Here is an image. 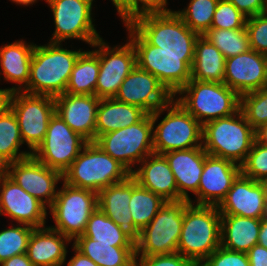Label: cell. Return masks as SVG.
Returning a JSON list of instances; mask_svg holds the SVG:
<instances>
[{
	"label": "cell",
	"mask_w": 267,
	"mask_h": 266,
	"mask_svg": "<svg viewBox=\"0 0 267 266\" xmlns=\"http://www.w3.org/2000/svg\"><path fill=\"white\" fill-rule=\"evenodd\" d=\"M81 52V48L78 50L65 49L62 43L35 44L29 81L22 91L53 98L64 94Z\"/></svg>",
	"instance_id": "6da1fadb"
},
{
	"label": "cell",
	"mask_w": 267,
	"mask_h": 266,
	"mask_svg": "<svg viewBox=\"0 0 267 266\" xmlns=\"http://www.w3.org/2000/svg\"><path fill=\"white\" fill-rule=\"evenodd\" d=\"M221 214L217 206L189 203L184 209L177 252L199 266L221 246Z\"/></svg>",
	"instance_id": "7a4b0ae2"
},
{
	"label": "cell",
	"mask_w": 267,
	"mask_h": 266,
	"mask_svg": "<svg viewBox=\"0 0 267 266\" xmlns=\"http://www.w3.org/2000/svg\"><path fill=\"white\" fill-rule=\"evenodd\" d=\"M255 130L239 109L236 113L202 126V146L209 154L241 166L253 143Z\"/></svg>",
	"instance_id": "3957f363"
},
{
	"label": "cell",
	"mask_w": 267,
	"mask_h": 266,
	"mask_svg": "<svg viewBox=\"0 0 267 266\" xmlns=\"http://www.w3.org/2000/svg\"><path fill=\"white\" fill-rule=\"evenodd\" d=\"M125 27L135 49L137 67L157 77L174 97L191 79L194 55L167 54L162 48L149 44L129 23H125Z\"/></svg>",
	"instance_id": "277c9868"
},
{
	"label": "cell",
	"mask_w": 267,
	"mask_h": 266,
	"mask_svg": "<svg viewBox=\"0 0 267 266\" xmlns=\"http://www.w3.org/2000/svg\"><path fill=\"white\" fill-rule=\"evenodd\" d=\"M174 99L202 126L240 109V96L225 83L190 79Z\"/></svg>",
	"instance_id": "5b68a950"
},
{
	"label": "cell",
	"mask_w": 267,
	"mask_h": 266,
	"mask_svg": "<svg viewBox=\"0 0 267 266\" xmlns=\"http://www.w3.org/2000/svg\"><path fill=\"white\" fill-rule=\"evenodd\" d=\"M129 24L151 45L171 55H194L200 36L174 12L144 13Z\"/></svg>",
	"instance_id": "8992f818"
},
{
	"label": "cell",
	"mask_w": 267,
	"mask_h": 266,
	"mask_svg": "<svg viewBox=\"0 0 267 266\" xmlns=\"http://www.w3.org/2000/svg\"><path fill=\"white\" fill-rule=\"evenodd\" d=\"M130 175L122 164L104 152L95 142H88L63 173V181L68 185L98 193Z\"/></svg>",
	"instance_id": "52a82bcc"
},
{
	"label": "cell",
	"mask_w": 267,
	"mask_h": 266,
	"mask_svg": "<svg viewBox=\"0 0 267 266\" xmlns=\"http://www.w3.org/2000/svg\"><path fill=\"white\" fill-rule=\"evenodd\" d=\"M158 125V118L164 112ZM153 121V149L156 154L202 146V125L174 98L151 114Z\"/></svg>",
	"instance_id": "ba28073f"
},
{
	"label": "cell",
	"mask_w": 267,
	"mask_h": 266,
	"mask_svg": "<svg viewBox=\"0 0 267 266\" xmlns=\"http://www.w3.org/2000/svg\"><path fill=\"white\" fill-rule=\"evenodd\" d=\"M189 201L166 202L135 239V256L167 255L177 252L184 209Z\"/></svg>",
	"instance_id": "9c48e42d"
},
{
	"label": "cell",
	"mask_w": 267,
	"mask_h": 266,
	"mask_svg": "<svg viewBox=\"0 0 267 266\" xmlns=\"http://www.w3.org/2000/svg\"><path fill=\"white\" fill-rule=\"evenodd\" d=\"M94 142L132 173L136 163L154 153L151 114L133 125L105 133Z\"/></svg>",
	"instance_id": "30bf717a"
},
{
	"label": "cell",
	"mask_w": 267,
	"mask_h": 266,
	"mask_svg": "<svg viewBox=\"0 0 267 266\" xmlns=\"http://www.w3.org/2000/svg\"><path fill=\"white\" fill-rule=\"evenodd\" d=\"M62 186L48 208L55 222L54 226L49 227L72 241L84 233L89 217L98 207L97 193L64 181Z\"/></svg>",
	"instance_id": "8fae6325"
},
{
	"label": "cell",
	"mask_w": 267,
	"mask_h": 266,
	"mask_svg": "<svg viewBox=\"0 0 267 266\" xmlns=\"http://www.w3.org/2000/svg\"><path fill=\"white\" fill-rule=\"evenodd\" d=\"M55 24V31L49 42L62 43L77 39L92 45L101 39L93 24L92 6L94 0H45Z\"/></svg>",
	"instance_id": "7c38bea8"
},
{
	"label": "cell",
	"mask_w": 267,
	"mask_h": 266,
	"mask_svg": "<svg viewBox=\"0 0 267 266\" xmlns=\"http://www.w3.org/2000/svg\"><path fill=\"white\" fill-rule=\"evenodd\" d=\"M10 109L16 116L23 143L33 153L43 141L55 113V99L17 91L12 94Z\"/></svg>",
	"instance_id": "4fadbf2b"
},
{
	"label": "cell",
	"mask_w": 267,
	"mask_h": 266,
	"mask_svg": "<svg viewBox=\"0 0 267 266\" xmlns=\"http://www.w3.org/2000/svg\"><path fill=\"white\" fill-rule=\"evenodd\" d=\"M87 143L85 138L74 132L58 114L54 113L43 141L32 156L63 174Z\"/></svg>",
	"instance_id": "5bb4252c"
},
{
	"label": "cell",
	"mask_w": 267,
	"mask_h": 266,
	"mask_svg": "<svg viewBox=\"0 0 267 266\" xmlns=\"http://www.w3.org/2000/svg\"><path fill=\"white\" fill-rule=\"evenodd\" d=\"M90 47L99 57V75L95 88L98 98H114L120 85L128 74L137 66L136 53L128 40L125 45L112 47L103 38L95 41Z\"/></svg>",
	"instance_id": "9a60e30c"
},
{
	"label": "cell",
	"mask_w": 267,
	"mask_h": 266,
	"mask_svg": "<svg viewBox=\"0 0 267 266\" xmlns=\"http://www.w3.org/2000/svg\"><path fill=\"white\" fill-rule=\"evenodd\" d=\"M7 175L47 208L53 204L57 196L56 184L63 181L60 171L47 167L32 155L9 163Z\"/></svg>",
	"instance_id": "2e32d148"
},
{
	"label": "cell",
	"mask_w": 267,
	"mask_h": 266,
	"mask_svg": "<svg viewBox=\"0 0 267 266\" xmlns=\"http://www.w3.org/2000/svg\"><path fill=\"white\" fill-rule=\"evenodd\" d=\"M114 98L152 114L167 105L174 97L157 77L136 66L124 79Z\"/></svg>",
	"instance_id": "e0dca14e"
},
{
	"label": "cell",
	"mask_w": 267,
	"mask_h": 266,
	"mask_svg": "<svg viewBox=\"0 0 267 266\" xmlns=\"http://www.w3.org/2000/svg\"><path fill=\"white\" fill-rule=\"evenodd\" d=\"M34 228L46 225L47 207L22 189L8 175L0 178V216Z\"/></svg>",
	"instance_id": "ac0fdd59"
},
{
	"label": "cell",
	"mask_w": 267,
	"mask_h": 266,
	"mask_svg": "<svg viewBox=\"0 0 267 266\" xmlns=\"http://www.w3.org/2000/svg\"><path fill=\"white\" fill-rule=\"evenodd\" d=\"M241 173V166L207 154L195 198L196 205L219 206Z\"/></svg>",
	"instance_id": "d6986e66"
},
{
	"label": "cell",
	"mask_w": 267,
	"mask_h": 266,
	"mask_svg": "<svg viewBox=\"0 0 267 266\" xmlns=\"http://www.w3.org/2000/svg\"><path fill=\"white\" fill-rule=\"evenodd\" d=\"M224 83L239 96L266 86L265 55L250 49L245 53L226 58Z\"/></svg>",
	"instance_id": "ffe728a7"
},
{
	"label": "cell",
	"mask_w": 267,
	"mask_h": 266,
	"mask_svg": "<svg viewBox=\"0 0 267 266\" xmlns=\"http://www.w3.org/2000/svg\"><path fill=\"white\" fill-rule=\"evenodd\" d=\"M266 200L265 182L253 180L240 173L218 209L220 214L262 219Z\"/></svg>",
	"instance_id": "44dd1931"
},
{
	"label": "cell",
	"mask_w": 267,
	"mask_h": 266,
	"mask_svg": "<svg viewBox=\"0 0 267 266\" xmlns=\"http://www.w3.org/2000/svg\"><path fill=\"white\" fill-rule=\"evenodd\" d=\"M55 99V113L88 142L95 141V125L100 98L96 95L61 94Z\"/></svg>",
	"instance_id": "7402d4cb"
},
{
	"label": "cell",
	"mask_w": 267,
	"mask_h": 266,
	"mask_svg": "<svg viewBox=\"0 0 267 266\" xmlns=\"http://www.w3.org/2000/svg\"><path fill=\"white\" fill-rule=\"evenodd\" d=\"M207 152L203 147L170 151L165 154L178 188L179 201L187 200L194 204L188 192L197 194Z\"/></svg>",
	"instance_id": "603a6c76"
},
{
	"label": "cell",
	"mask_w": 267,
	"mask_h": 266,
	"mask_svg": "<svg viewBox=\"0 0 267 266\" xmlns=\"http://www.w3.org/2000/svg\"><path fill=\"white\" fill-rule=\"evenodd\" d=\"M135 168L131 175L137 183L161 196L167 202H178L179 193L174 174L164 155L150 154Z\"/></svg>",
	"instance_id": "cb8c5ba5"
},
{
	"label": "cell",
	"mask_w": 267,
	"mask_h": 266,
	"mask_svg": "<svg viewBox=\"0 0 267 266\" xmlns=\"http://www.w3.org/2000/svg\"><path fill=\"white\" fill-rule=\"evenodd\" d=\"M71 240L50 227L34 228L26 255L34 266H62Z\"/></svg>",
	"instance_id": "d4e9b609"
},
{
	"label": "cell",
	"mask_w": 267,
	"mask_h": 266,
	"mask_svg": "<svg viewBox=\"0 0 267 266\" xmlns=\"http://www.w3.org/2000/svg\"><path fill=\"white\" fill-rule=\"evenodd\" d=\"M34 45L22 39L0 47V75L3 73L5 81L18 84L10 88L13 92L27 86Z\"/></svg>",
	"instance_id": "484cf974"
},
{
	"label": "cell",
	"mask_w": 267,
	"mask_h": 266,
	"mask_svg": "<svg viewBox=\"0 0 267 266\" xmlns=\"http://www.w3.org/2000/svg\"><path fill=\"white\" fill-rule=\"evenodd\" d=\"M130 198L131 175L97 193L98 208L134 237V222L129 209Z\"/></svg>",
	"instance_id": "4316f807"
},
{
	"label": "cell",
	"mask_w": 267,
	"mask_h": 266,
	"mask_svg": "<svg viewBox=\"0 0 267 266\" xmlns=\"http://www.w3.org/2000/svg\"><path fill=\"white\" fill-rule=\"evenodd\" d=\"M261 219L221 214V246L230 251L247 253L258 244Z\"/></svg>",
	"instance_id": "83f0119b"
},
{
	"label": "cell",
	"mask_w": 267,
	"mask_h": 266,
	"mask_svg": "<svg viewBox=\"0 0 267 266\" xmlns=\"http://www.w3.org/2000/svg\"><path fill=\"white\" fill-rule=\"evenodd\" d=\"M147 113L140 107L115 98H101L96 116L95 140L105 134L139 122Z\"/></svg>",
	"instance_id": "f1b7e54d"
},
{
	"label": "cell",
	"mask_w": 267,
	"mask_h": 266,
	"mask_svg": "<svg viewBox=\"0 0 267 266\" xmlns=\"http://www.w3.org/2000/svg\"><path fill=\"white\" fill-rule=\"evenodd\" d=\"M225 61L226 58L216 46L199 36L195 44L191 79L224 83Z\"/></svg>",
	"instance_id": "f546056e"
},
{
	"label": "cell",
	"mask_w": 267,
	"mask_h": 266,
	"mask_svg": "<svg viewBox=\"0 0 267 266\" xmlns=\"http://www.w3.org/2000/svg\"><path fill=\"white\" fill-rule=\"evenodd\" d=\"M73 245L98 266H135V247L95 243L86 236H78Z\"/></svg>",
	"instance_id": "4dcf8cb0"
},
{
	"label": "cell",
	"mask_w": 267,
	"mask_h": 266,
	"mask_svg": "<svg viewBox=\"0 0 267 266\" xmlns=\"http://www.w3.org/2000/svg\"><path fill=\"white\" fill-rule=\"evenodd\" d=\"M161 196L141 187L131 175V198L129 209L134 222V238L152 221L157 212L164 206Z\"/></svg>",
	"instance_id": "1f68e13d"
},
{
	"label": "cell",
	"mask_w": 267,
	"mask_h": 266,
	"mask_svg": "<svg viewBox=\"0 0 267 266\" xmlns=\"http://www.w3.org/2000/svg\"><path fill=\"white\" fill-rule=\"evenodd\" d=\"M95 243L113 244L116 247H135V238L114 223L98 207L91 214L84 233Z\"/></svg>",
	"instance_id": "d6a6232c"
},
{
	"label": "cell",
	"mask_w": 267,
	"mask_h": 266,
	"mask_svg": "<svg viewBox=\"0 0 267 266\" xmlns=\"http://www.w3.org/2000/svg\"><path fill=\"white\" fill-rule=\"evenodd\" d=\"M99 57L92 50L82 51L74 65L65 93L95 95L99 75Z\"/></svg>",
	"instance_id": "836d02e7"
},
{
	"label": "cell",
	"mask_w": 267,
	"mask_h": 266,
	"mask_svg": "<svg viewBox=\"0 0 267 266\" xmlns=\"http://www.w3.org/2000/svg\"><path fill=\"white\" fill-rule=\"evenodd\" d=\"M16 116L11 109L0 115V156L9 164L32 155L30 151H20L23 145Z\"/></svg>",
	"instance_id": "e575fe53"
},
{
	"label": "cell",
	"mask_w": 267,
	"mask_h": 266,
	"mask_svg": "<svg viewBox=\"0 0 267 266\" xmlns=\"http://www.w3.org/2000/svg\"><path fill=\"white\" fill-rule=\"evenodd\" d=\"M216 46L225 58H231L250 50L246 28L243 29H209L204 35Z\"/></svg>",
	"instance_id": "d590c367"
},
{
	"label": "cell",
	"mask_w": 267,
	"mask_h": 266,
	"mask_svg": "<svg viewBox=\"0 0 267 266\" xmlns=\"http://www.w3.org/2000/svg\"><path fill=\"white\" fill-rule=\"evenodd\" d=\"M217 4L218 0H190L185 9L174 12L192 31L203 36L211 29Z\"/></svg>",
	"instance_id": "8d00e7d4"
},
{
	"label": "cell",
	"mask_w": 267,
	"mask_h": 266,
	"mask_svg": "<svg viewBox=\"0 0 267 266\" xmlns=\"http://www.w3.org/2000/svg\"><path fill=\"white\" fill-rule=\"evenodd\" d=\"M17 225L0 231V263L27 251L34 227L26 224Z\"/></svg>",
	"instance_id": "74e56055"
},
{
	"label": "cell",
	"mask_w": 267,
	"mask_h": 266,
	"mask_svg": "<svg viewBox=\"0 0 267 266\" xmlns=\"http://www.w3.org/2000/svg\"><path fill=\"white\" fill-rule=\"evenodd\" d=\"M240 109L254 130L267 124V85L241 95Z\"/></svg>",
	"instance_id": "f35d334b"
},
{
	"label": "cell",
	"mask_w": 267,
	"mask_h": 266,
	"mask_svg": "<svg viewBox=\"0 0 267 266\" xmlns=\"http://www.w3.org/2000/svg\"><path fill=\"white\" fill-rule=\"evenodd\" d=\"M241 173L256 181H267V146L255 140L241 165Z\"/></svg>",
	"instance_id": "ab89813d"
},
{
	"label": "cell",
	"mask_w": 267,
	"mask_h": 266,
	"mask_svg": "<svg viewBox=\"0 0 267 266\" xmlns=\"http://www.w3.org/2000/svg\"><path fill=\"white\" fill-rule=\"evenodd\" d=\"M246 21L247 17L231 2L227 0H218L211 28L243 29L246 27Z\"/></svg>",
	"instance_id": "60d3db41"
},
{
	"label": "cell",
	"mask_w": 267,
	"mask_h": 266,
	"mask_svg": "<svg viewBox=\"0 0 267 266\" xmlns=\"http://www.w3.org/2000/svg\"><path fill=\"white\" fill-rule=\"evenodd\" d=\"M246 30L250 49L267 54V12L247 18Z\"/></svg>",
	"instance_id": "b9f144b4"
},
{
	"label": "cell",
	"mask_w": 267,
	"mask_h": 266,
	"mask_svg": "<svg viewBox=\"0 0 267 266\" xmlns=\"http://www.w3.org/2000/svg\"><path fill=\"white\" fill-rule=\"evenodd\" d=\"M199 266H250L247 253L230 251L219 246Z\"/></svg>",
	"instance_id": "7bdbcfd3"
},
{
	"label": "cell",
	"mask_w": 267,
	"mask_h": 266,
	"mask_svg": "<svg viewBox=\"0 0 267 266\" xmlns=\"http://www.w3.org/2000/svg\"><path fill=\"white\" fill-rule=\"evenodd\" d=\"M135 266H195L178 252L167 255L135 256Z\"/></svg>",
	"instance_id": "ee69618b"
},
{
	"label": "cell",
	"mask_w": 267,
	"mask_h": 266,
	"mask_svg": "<svg viewBox=\"0 0 267 266\" xmlns=\"http://www.w3.org/2000/svg\"><path fill=\"white\" fill-rule=\"evenodd\" d=\"M168 0H130V21L144 13L168 12Z\"/></svg>",
	"instance_id": "f6af8a7d"
},
{
	"label": "cell",
	"mask_w": 267,
	"mask_h": 266,
	"mask_svg": "<svg viewBox=\"0 0 267 266\" xmlns=\"http://www.w3.org/2000/svg\"><path fill=\"white\" fill-rule=\"evenodd\" d=\"M247 18L267 12V0H227Z\"/></svg>",
	"instance_id": "bcb514c9"
},
{
	"label": "cell",
	"mask_w": 267,
	"mask_h": 266,
	"mask_svg": "<svg viewBox=\"0 0 267 266\" xmlns=\"http://www.w3.org/2000/svg\"><path fill=\"white\" fill-rule=\"evenodd\" d=\"M250 266H267V249L259 244L247 252Z\"/></svg>",
	"instance_id": "7dc6e473"
},
{
	"label": "cell",
	"mask_w": 267,
	"mask_h": 266,
	"mask_svg": "<svg viewBox=\"0 0 267 266\" xmlns=\"http://www.w3.org/2000/svg\"><path fill=\"white\" fill-rule=\"evenodd\" d=\"M75 255L68 261L67 266H98L86 255L80 252L74 245H72Z\"/></svg>",
	"instance_id": "c3c4849f"
},
{
	"label": "cell",
	"mask_w": 267,
	"mask_h": 266,
	"mask_svg": "<svg viewBox=\"0 0 267 266\" xmlns=\"http://www.w3.org/2000/svg\"><path fill=\"white\" fill-rule=\"evenodd\" d=\"M123 23L130 22V0H111Z\"/></svg>",
	"instance_id": "681fc988"
},
{
	"label": "cell",
	"mask_w": 267,
	"mask_h": 266,
	"mask_svg": "<svg viewBox=\"0 0 267 266\" xmlns=\"http://www.w3.org/2000/svg\"><path fill=\"white\" fill-rule=\"evenodd\" d=\"M0 266H34L29 260L26 253L15 255L0 263Z\"/></svg>",
	"instance_id": "f907efd6"
},
{
	"label": "cell",
	"mask_w": 267,
	"mask_h": 266,
	"mask_svg": "<svg viewBox=\"0 0 267 266\" xmlns=\"http://www.w3.org/2000/svg\"><path fill=\"white\" fill-rule=\"evenodd\" d=\"M13 91L10 88H0V115L10 109V102Z\"/></svg>",
	"instance_id": "816d5d0a"
},
{
	"label": "cell",
	"mask_w": 267,
	"mask_h": 266,
	"mask_svg": "<svg viewBox=\"0 0 267 266\" xmlns=\"http://www.w3.org/2000/svg\"><path fill=\"white\" fill-rule=\"evenodd\" d=\"M258 244L267 249V219H261L260 232L258 235Z\"/></svg>",
	"instance_id": "f5cc1de1"
},
{
	"label": "cell",
	"mask_w": 267,
	"mask_h": 266,
	"mask_svg": "<svg viewBox=\"0 0 267 266\" xmlns=\"http://www.w3.org/2000/svg\"><path fill=\"white\" fill-rule=\"evenodd\" d=\"M256 141L267 146V124L255 130Z\"/></svg>",
	"instance_id": "db71d44e"
},
{
	"label": "cell",
	"mask_w": 267,
	"mask_h": 266,
	"mask_svg": "<svg viewBox=\"0 0 267 266\" xmlns=\"http://www.w3.org/2000/svg\"><path fill=\"white\" fill-rule=\"evenodd\" d=\"M8 163L0 156V178L7 175Z\"/></svg>",
	"instance_id": "11a10c76"
},
{
	"label": "cell",
	"mask_w": 267,
	"mask_h": 266,
	"mask_svg": "<svg viewBox=\"0 0 267 266\" xmlns=\"http://www.w3.org/2000/svg\"><path fill=\"white\" fill-rule=\"evenodd\" d=\"M12 2H14L15 4H20V5H25V6H28V5H33L34 3L37 2V0H10Z\"/></svg>",
	"instance_id": "9f6ffc18"
},
{
	"label": "cell",
	"mask_w": 267,
	"mask_h": 266,
	"mask_svg": "<svg viewBox=\"0 0 267 266\" xmlns=\"http://www.w3.org/2000/svg\"><path fill=\"white\" fill-rule=\"evenodd\" d=\"M263 218H264V219H267V200H266V203H265V209H264V215H263Z\"/></svg>",
	"instance_id": "6f0895ef"
},
{
	"label": "cell",
	"mask_w": 267,
	"mask_h": 266,
	"mask_svg": "<svg viewBox=\"0 0 267 266\" xmlns=\"http://www.w3.org/2000/svg\"><path fill=\"white\" fill-rule=\"evenodd\" d=\"M265 60H266V73H267V54L265 55Z\"/></svg>",
	"instance_id": "680465c9"
},
{
	"label": "cell",
	"mask_w": 267,
	"mask_h": 266,
	"mask_svg": "<svg viewBox=\"0 0 267 266\" xmlns=\"http://www.w3.org/2000/svg\"><path fill=\"white\" fill-rule=\"evenodd\" d=\"M265 186H266V192H267V181H265Z\"/></svg>",
	"instance_id": "91938a15"
}]
</instances>
